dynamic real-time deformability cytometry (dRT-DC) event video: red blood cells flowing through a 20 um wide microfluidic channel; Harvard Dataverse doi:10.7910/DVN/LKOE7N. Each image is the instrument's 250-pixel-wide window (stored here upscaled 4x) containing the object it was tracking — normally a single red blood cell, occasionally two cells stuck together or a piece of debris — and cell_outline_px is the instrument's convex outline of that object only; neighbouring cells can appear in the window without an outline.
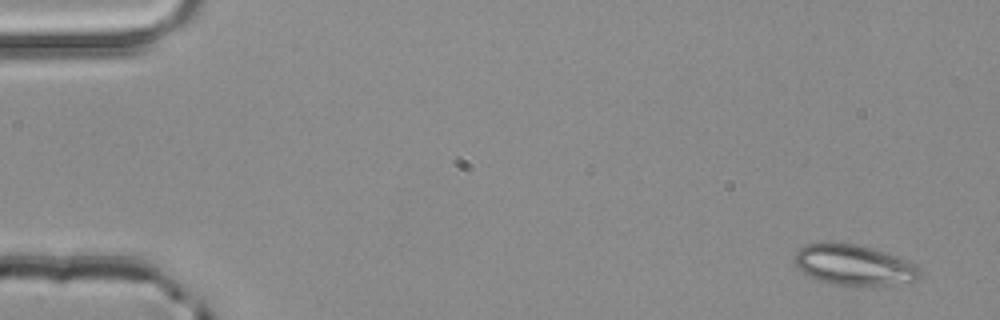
{"species": "common noctule bat (a hibernating species)", "species_latin": "Nyctalus noctula", "temperature_condition": "room temperature", "stored_images_in_passage": 3, "camera_frame_rate_fps": 3000, "um_per_image_px": 0.085, "animal": {"sex": "male", "body_mass_g": 20.4}, "frame": {"image": 1, "passage_image": 1, "time_ms": 0.0, "image_size_px": [1000, 320], "cell_outline_px": [[920, 276], [912, 284], [832, 284], [820, 280], [804, 272], [792, 260], [796, 252], [804, 244], [856, 244], [896, 256], [908, 260], [916, 264], [920, 272]], "centroid_in_image_um": [72.63, 22.53], "position_along_channel_um": 12.4, "area_um2": 28.84}}